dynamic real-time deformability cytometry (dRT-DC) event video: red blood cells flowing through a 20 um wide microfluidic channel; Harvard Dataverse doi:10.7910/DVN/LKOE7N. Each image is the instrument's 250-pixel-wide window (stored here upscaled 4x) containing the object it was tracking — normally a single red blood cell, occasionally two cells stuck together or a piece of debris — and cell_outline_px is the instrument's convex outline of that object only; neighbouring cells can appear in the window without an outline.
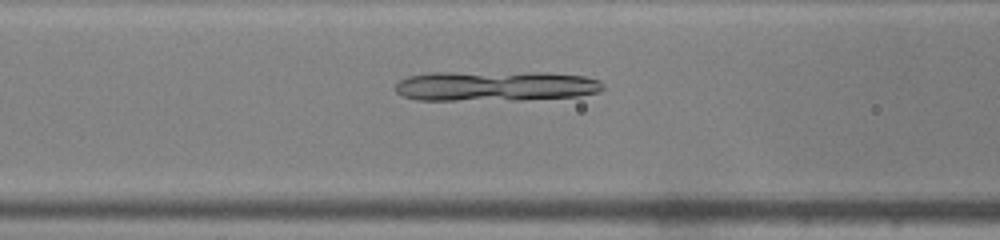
{"species": "common noctule bat (a hibernating species)", "species_latin": "Nyctalus noctula", "temperature_condition": "warm", "stored_images_in_passage": 35, "camera_frame_rate_fps": 3000, "um_per_image_px": 0.085, "animal": {"sex": "male", "body_mass_g": 19.0, "forearm_length_mm": 50.8}, "frame": {"image": 1, "passage_image": 8, "time_ms": 2.333, "image_size_px": [1000, 240], "cell_outline_px": [[604, 88], [600, 92], [580, 96], [524, 100], [416, 100], [404, 96], [396, 92], [396, 84], [400, 80], [408, 76], [432, 72], [548, 72], [584, 76], [600, 80], [604, 84]], "centroid_in_image_um": [42.16, 7.31], "position_along_channel_um": 124.4, "area_um2": 37.11}}
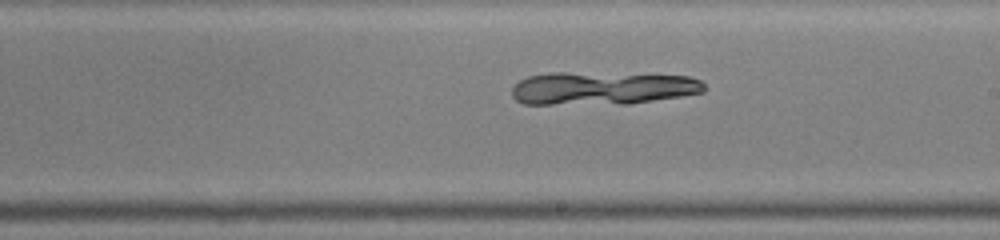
{"frame": {"image": 2, "passage_image": 16, "time_ms": 5.0, "image_size_px": [1000, 240], "cell_outline_px": [[704, 92], [680, 96], [628, 104], [524, 104], [516, 100], [512, 96], [512, 88], [520, 80], [528, 76], [548, 72], [564, 72], [688, 76], [700, 80], [704, 84]], "centroid_in_image_um": [51.15, 7.5], "position_along_channel_um": 237.8, "area_um2": 36.93}}
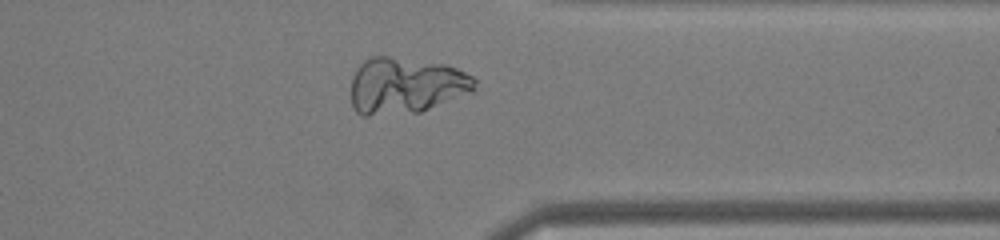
{"frame": {"image": 3, "passage_image": 26, "time_ms": 8.333, "image_size_px": [1000, 240], "cell_outline_px": [[476, 80], [472, 92], [420, 112], [368, 116], [360, 116], [352, 108], [352, 76], [360, 64], [364, 60], [372, 56], [388, 56], [444, 64], [456, 68], [472, 76]], "centroid_in_image_um": [34.46, 7.29], "position_along_channel_um": 376.9, "area_um2": 40.58}}